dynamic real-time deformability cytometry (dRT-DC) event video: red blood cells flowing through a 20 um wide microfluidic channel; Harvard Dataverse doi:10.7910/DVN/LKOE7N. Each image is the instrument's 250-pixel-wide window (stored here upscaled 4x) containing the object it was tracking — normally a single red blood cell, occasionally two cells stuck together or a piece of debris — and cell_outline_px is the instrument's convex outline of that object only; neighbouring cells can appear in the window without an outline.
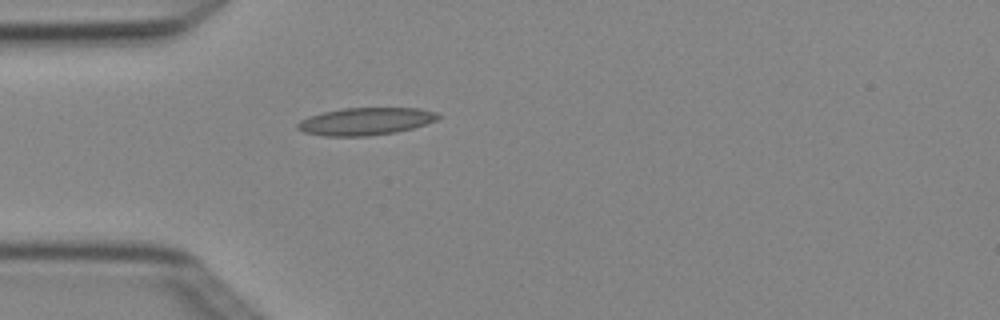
{"species": "Egyptian fruit bat (a non-hibernating species)", "species_latin": "Rousettus aegyptiacus", "temperature_condition": "cold", "stored_images_in_passage": 1, "camera_frame_rate_fps": 3000, "um_per_image_px": 0.085, "animal": {"sex": "female"}, "frame": {"image": 1, "passage_image": 1, "time_ms": 0.0, "image_size_px": [1000, 320], "cell_outline_px": [[440, 116], [436, 120], [412, 128], [396, 132], [368, 136], [324, 136], [304, 132], [296, 128], [296, 124], [300, 120], [308, 116], [324, 112], [344, 108], [420, 108], [436, 112]], "centroid_in_image_um": [31.04, 10.31], "position_along_channel_um": 54.0, "area_um2": 22.43}}